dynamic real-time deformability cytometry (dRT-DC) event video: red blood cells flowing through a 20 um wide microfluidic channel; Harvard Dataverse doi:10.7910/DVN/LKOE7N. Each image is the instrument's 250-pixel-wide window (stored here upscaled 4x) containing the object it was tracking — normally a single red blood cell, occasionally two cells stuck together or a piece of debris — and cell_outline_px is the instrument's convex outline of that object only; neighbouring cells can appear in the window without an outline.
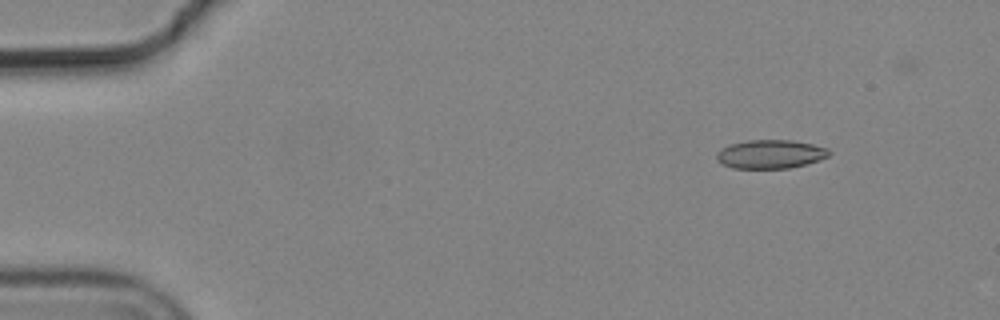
{"species": "common noctule bat (a hibernating species)", "species_latin": "Nyctalus noctula", "temperature_condition": "cold", "stored_images_in_passage": 5, "camera_frame_rate_fps": 3000, "um_per_image_px": 0.085, "animal": {"sex": "male", "body_mass_g": 19.2, "forearm_length_mm": 51.8}, "frame": {"image": 1, "passage_image": 2, "time_ms": 0.333, "image_size_px": [1000, 320], "cell_outline_px": [[832, 152], [828, 156], [804, 164], [788, 168], [732, 168], [716, 160], [716, 152], [732, 144], [748, 140], [792, 140], [812, 144], [828, 148]], "centroid_in_image_um": [65.48, 13.1], "position_along_channel_um": 19.5, "area_um2": 18.55}}
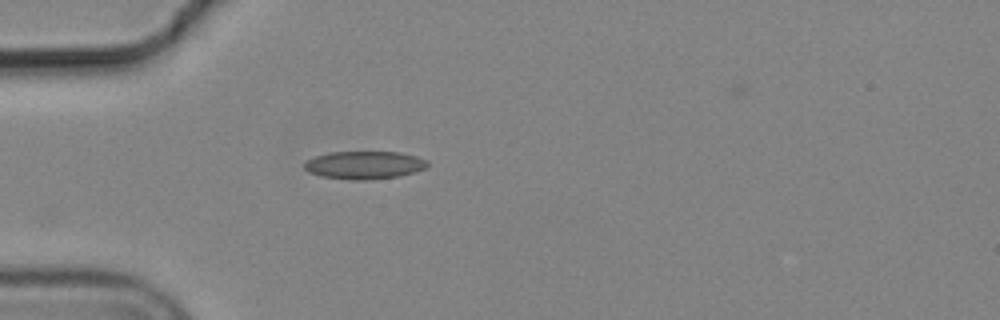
{"frame": {"image": 2, "passage_image": 5, "time_ms": 1.333, "image_size_px": [1000, 320], "cell_outline_px": [[428, 164], [424, 168], [416, 172], [400, 176], [364, 180], [356, 180], [320, 176], [308, 172], [304, 168], [304, 164], [308, 160], [316, 156], [332, 152], [400, 152], [416, 156], [428, 160]], "centroid_in_image_um": [30.99, 14.03], "position_along_channel_um": 54.0, "area_um2": 19.94}}